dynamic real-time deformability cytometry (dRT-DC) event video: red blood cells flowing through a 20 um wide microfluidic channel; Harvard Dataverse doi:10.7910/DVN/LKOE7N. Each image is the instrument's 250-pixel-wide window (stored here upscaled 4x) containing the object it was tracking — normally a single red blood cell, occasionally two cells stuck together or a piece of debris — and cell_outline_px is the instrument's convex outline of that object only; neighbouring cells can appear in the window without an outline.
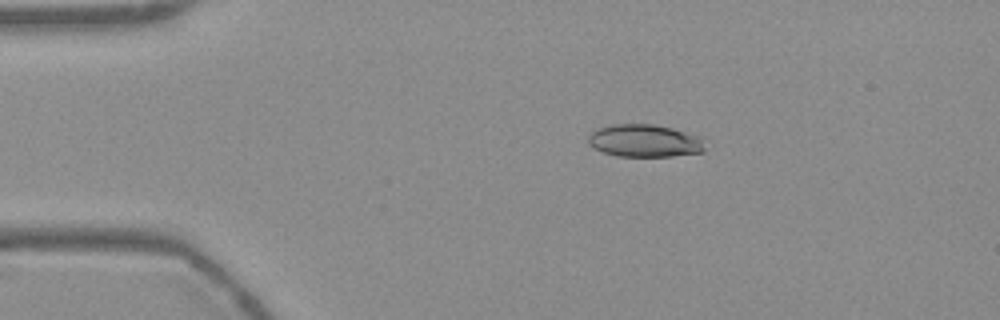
{"species": "Egyptian fruit bat (a non-hibernating species)", "species_latin": "Rousettus aegyptiacus", "temperature_condition": "warm", "stored_images_in_passage": 30, "camera_frame_rate_fps": 3000, "um_per_image_px": 0.085, "frame": {"image": 1, "passage_image": 4, "time_ms": 1.0, "image_size_px": [1000, 320], "cell_outline_px": [[704, 152], [672, 156], [616, 156], [604, 152], [588, 144], [588, 136], [592, 132], [600, 128], [612, 124], [652, 124], [672, 128], [696, 136], [700, 140], [704, 148]], "centroid_in_image_um": [54.75, 11.97], "position_along_channel_um": 30.3, "area_um2": 21.79}}
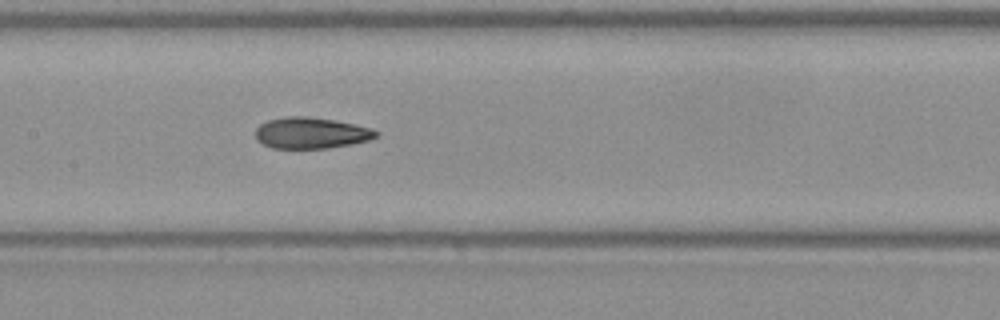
{"frame": {"image": 2, "passage_image": 20, "time_ms": 6.333, "image_size_px": [1000, 320], "cell_outline_px": [[380, 136], [368, 140], [352, 144], [328, 148], [272, 148], [256, 140], [256, 128], [260, 124], [268, 120], [284, 116], [304, 116], [336, 120], [372, 128], [380, 132]], "centroid_in_image_um": [26.47, 11.3], "position_along_channel_um": 180.9, "area_um2": 22.08}}
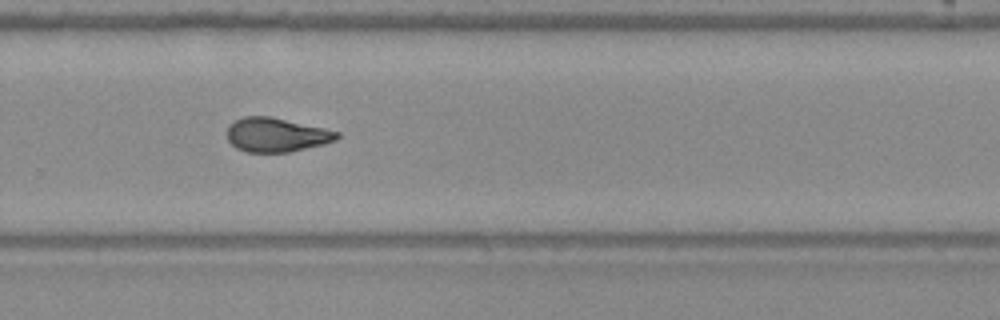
{"frame": {"image": 3, "passage_image": 30, "time_ms": 9.667, "image_size_px": [1000, 320], "cell_outline_px": [[340, 136], [336, 140], [324, 144], [288, 152], [244, 152], [236, 148], [228, 140], [228, 124], [244, 116], [272, 116], [324, 128], [340, 132]], "centroid_in_image_um": [23.49, 11.45], "position_along_channel_um": 306.3, "area_um2": 21.91}}